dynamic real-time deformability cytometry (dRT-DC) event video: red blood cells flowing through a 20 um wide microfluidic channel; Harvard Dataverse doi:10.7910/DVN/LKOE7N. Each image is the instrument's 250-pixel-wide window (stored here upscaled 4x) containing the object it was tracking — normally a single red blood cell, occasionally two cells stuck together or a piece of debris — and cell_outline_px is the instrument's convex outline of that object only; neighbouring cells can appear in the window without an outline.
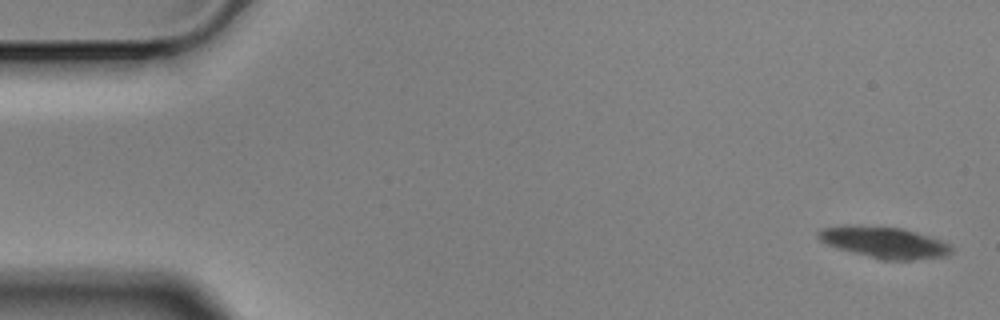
{"species": "Egyptian fruit bat (a non-hibernating species)", "species_latin": "Rousettus aegyptiacus", "temperature_condition": "cold", "stored_images_in_passage": 5, "camera_frame_rate_fps": 3000, "um_per_image_px": 0.085, "animal": {"sex": "male"}, "frame": {"image": 1, "passage_image": 1, "time_ms": 0.0, "image_size_px": [1000, 320], "cell_outline_px": [[952, 252], [948, 256], [912, 260], [884, 260], [836, 248], [820, 240], [816, 236], [816, 232], [824, 228], [844, 224], [860, 224], [904, 228], [940, 240], [948, 244], [952, 248]], "centroid_in_image_um": [75.13, 20.58], "position_along_channel_um": 9.9, "area_um2": 24.57}}